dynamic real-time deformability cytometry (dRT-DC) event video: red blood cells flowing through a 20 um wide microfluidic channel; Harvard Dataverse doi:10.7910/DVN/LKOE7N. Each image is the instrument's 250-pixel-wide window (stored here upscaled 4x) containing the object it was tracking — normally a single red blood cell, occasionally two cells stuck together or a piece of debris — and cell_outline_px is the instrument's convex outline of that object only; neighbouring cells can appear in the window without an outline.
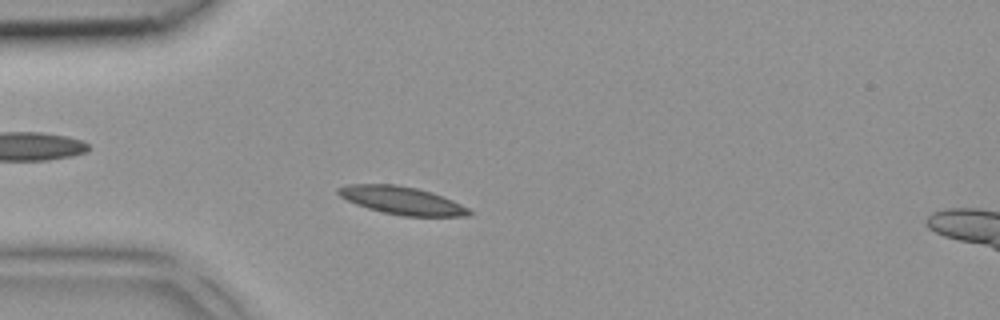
{"species": "common noctule bat (a hibernating species)", "species_latin": "Nyctalus noctula", "temperature_condition": "room temperature", "stored_images_in_passage": 4, "camera_frame_rate_fps": 3000, "um_per_image_px": 0.085, "animal": {"sex": "female", "body_mass_g": 18.4}, "frame": {"image": 1, "passage_image": 4, "time_ms": 1.0, "image_size_px": [1000, 320], "cell_outline_px": [[472, 216], [404, 216], [384, 212], [368, 208], [356, 204], [340, 196], [336, 192], [336, 188], [348, 184], [396, 184], [416, 188], [432, 192], [452, 200], [468, 208], [472, 212]], "centroid_in_image_um": [34.16, 17.03], "position_along_channel_um": 50.8, "area_um2": 21.15}}